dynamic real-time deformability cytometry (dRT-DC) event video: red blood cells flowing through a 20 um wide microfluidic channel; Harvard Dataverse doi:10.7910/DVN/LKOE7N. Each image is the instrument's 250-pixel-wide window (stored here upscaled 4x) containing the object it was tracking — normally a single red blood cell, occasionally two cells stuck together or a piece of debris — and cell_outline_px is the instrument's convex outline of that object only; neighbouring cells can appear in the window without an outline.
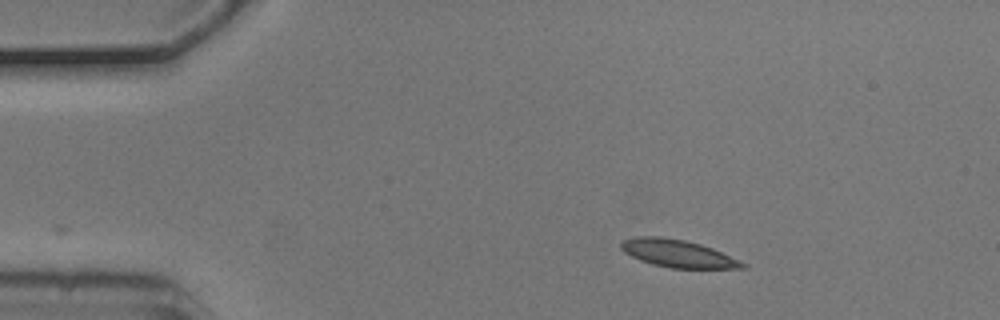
{"species": "common noctule bat (a hibernating species)", "species_latin": "Nyctalus noctula", "temperature_condition": "cold", "stored_images_in_passage": 2, "camera_frame_rate_fps": 3000, "um_per_image_px": 0.085, "animal": {"sex": "male", "body_mass_g": 20.5, "forearm_length_mm": 52.5}, "frame": {"image": 1, "passage_image": 2, "time_ms": 0.333, "image_size_px": [1000, 320], "cell_outline_px": [[748, 268], [668, 268], [652, 264], [640, 260], [624, 252], [620, 248], [620, 240], [636, 236], [660, 236], [684, 240], [700, 244], [712, 248], [740, 260], [748, 264]], "centroid_in_image_um": [57.59, 21.54], "position_along_channel_um": 27.4, "area_um2": 19.65}}